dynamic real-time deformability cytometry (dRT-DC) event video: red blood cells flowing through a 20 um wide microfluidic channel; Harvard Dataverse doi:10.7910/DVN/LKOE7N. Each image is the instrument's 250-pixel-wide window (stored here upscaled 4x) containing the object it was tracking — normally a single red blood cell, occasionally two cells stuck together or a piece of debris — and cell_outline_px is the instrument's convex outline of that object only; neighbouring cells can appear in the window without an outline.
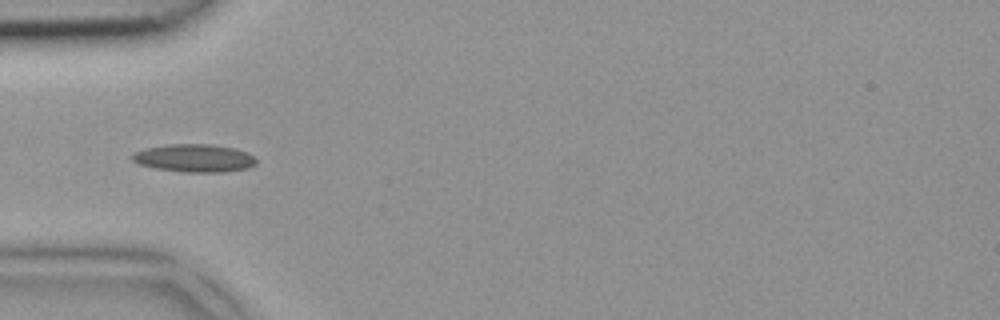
{"species": "common noctule bat (a hibernating species)", "species_latin": "Nyctalus noctula", "temperature_condition": "room temperature", "stored_images_in_passage": 2, "camera_frame_rate_fps": 3000, "um_per_image_px": 0.085, "animal": {"sex": "female", "body_mass_g": 18.4}, "frame": {"image": 1, "passage_image": 2, "time_ms": 0.333, "image_size_px": [1000, 320], "cell_outline_px": [[256, 164], [248, 168], [224, 172], [184, 172], [156, 168], [140, 164], [132, 160], [132, 156], [136, 152], [144, 148], [168, 144], [212, 144], [232, 148], [248, 152], [256, 160]], "centroid_in_image_um": [16.53, 13.44], "position_along_channel_um": 68.5, "area_um2": 20.06}}